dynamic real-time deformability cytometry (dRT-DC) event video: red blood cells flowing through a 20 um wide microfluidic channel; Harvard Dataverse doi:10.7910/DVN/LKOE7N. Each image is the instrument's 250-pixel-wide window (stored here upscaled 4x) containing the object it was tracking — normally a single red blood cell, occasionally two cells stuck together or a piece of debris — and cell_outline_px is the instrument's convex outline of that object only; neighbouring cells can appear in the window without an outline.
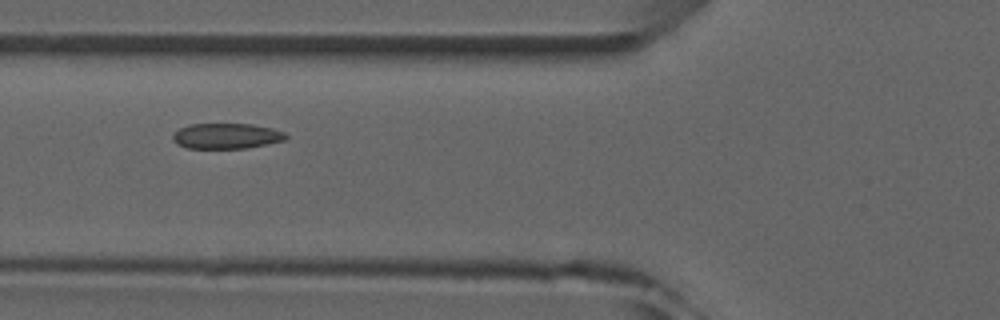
{"species": "common noctule bat (a hibernating species)", "species_latin": "Nyctalus noctula", "temperature_condition": "room temperature", "stored_images_in_passage": 4, "camera_frame_rate_fps": 3000, "um_per_image_px": 0.085, "animal": {"sex": "male", "forearm_length_mm": 52.5}, "frame": {"image": 1, "passage_image": 2, "time_ms": 1.0, "image_size_px": [1000, 320], "cell_outline_px": [[288, 140], [244, 148], [188, 148], [176, 144], [172, 140], [172, 136], [180, 128], [188, 124], [252, 124], [272, 128], [284, 132], [288, 136]], "centroid_in_image_um": [19.26, 11.56], "position_along_channel_um": 106.5, "area_um2": 16.82}}
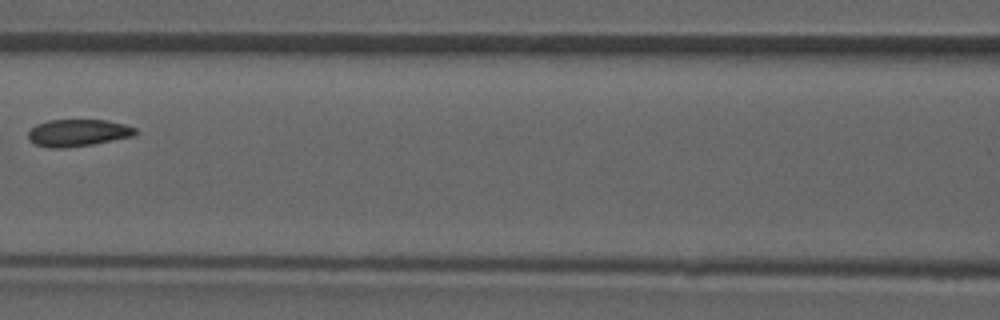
{"frame": {"image": 2, "passage_image": 3, "time_ms": 2.333, "image_size_px": [1000, 320], "cell_outline_px": [[140, 132], [136, 136], [92, 144], [68, 148], [52, 148], [36, 144], [28, 140], [28, 132], [36, 124], [48, 120], [104, 120], [124, 124], [136, 128]], "centroid_in_image_um": [6.66, 11.29], "position_along_channel_um": 159.9, "area_um2": 17.05}}